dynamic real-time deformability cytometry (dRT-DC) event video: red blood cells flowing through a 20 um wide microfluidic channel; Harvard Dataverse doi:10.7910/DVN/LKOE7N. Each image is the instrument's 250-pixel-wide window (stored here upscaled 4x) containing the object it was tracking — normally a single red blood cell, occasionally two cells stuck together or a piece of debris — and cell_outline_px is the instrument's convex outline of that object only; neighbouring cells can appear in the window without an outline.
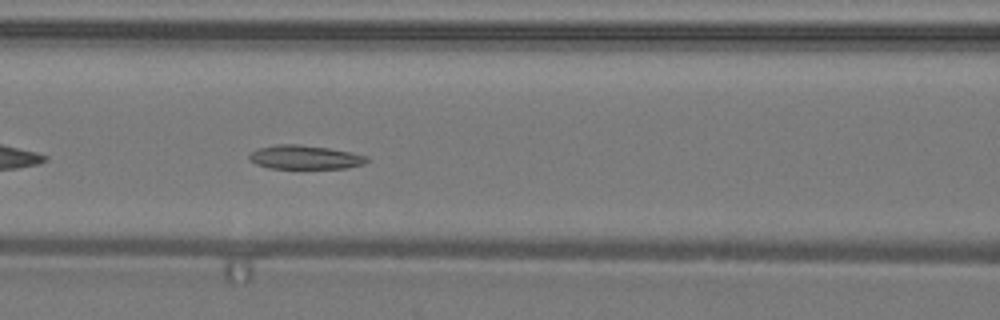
{"species": "common noctule bat (a hibernating species)", "species_latin": "Nyctalus noctula", "temperature_condition": "warm", "stored_images_in_passage": 33, "camera_frame_rate_fps": 3000, "um_per_image_px": 0.085, "animal": {"sex": "male", "body_mass_g": 19.2, "forearm_length_mm": 51.8}, "frame": {"image": 1, "passage_image": 6, "time_ms": 1.667, "image_size_px": [1000, 320], "cell_outline_px": [[368, 160], [364, 164], [348, 168], [268, 168], [256, 164], [248, 156], [256, 148], [276, 144], [300, 144], [328, 148], [352, 152], [368, 156]], "centroid_in_image_um": [25.93, 13.36], "position_along_channel_um": 140.7, "area_um2": 16.42}}
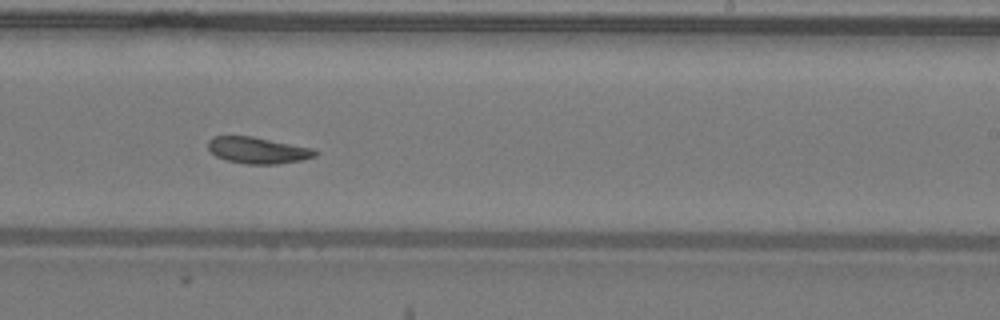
{"frame": {"image": 2, "passage_image": 15, "time_ms": 4.667, "image_size_px": [1000, 320], "cell_outline_px": [[316, 156], [304, 160], [276, 164], [248, 164], [228, 160], [216, 156], [208, 148], [208, 140], [212, 136], [252, 136], [312, 148], [316, 152]], "centroid_in_image_um": [21.9, 12.77], "position_along_channel_um": 267.1, "area_um2": 16.36}}
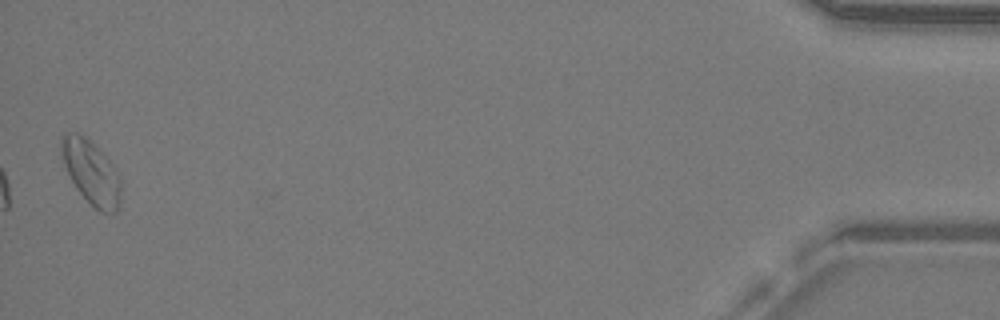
{"frame": {"image": 3, "passage_image": 33, "time_ms": 10.667, "image_size_px": [1000, 320], "cell_outline_px": [[120, 200], [116, 212], [100, 212], [76, 188], [64, 164], [60, 152], [60, 136], [64, 132], [76, 132], [88, 136], [108, 160], [120, 176]], "centroid_in_image_um": [7.72, 14.57], "position_along_channel_um": 427.5, "area_um2": 22.08}, "authors_computed_cell_mechanics": {"area_um2": 17.051, "velocity_mm_per_s": 4.2302, "shape_relaxation_time_tau1_ms": null, "shape_relaxation_time_tau2_ms": 7.3847, "deformation_change_tau1": null, "deformation_change_tau2": 0.1642}}